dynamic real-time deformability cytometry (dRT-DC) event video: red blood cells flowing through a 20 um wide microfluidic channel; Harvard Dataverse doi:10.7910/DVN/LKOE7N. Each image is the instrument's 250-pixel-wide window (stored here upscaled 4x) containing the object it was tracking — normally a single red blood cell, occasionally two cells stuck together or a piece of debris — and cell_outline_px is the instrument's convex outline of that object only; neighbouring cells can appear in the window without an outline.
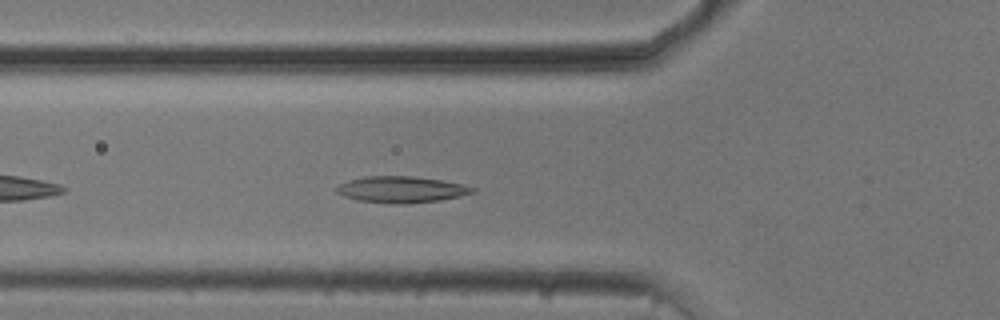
{"species": "common noctule bat (a hibernating species)", "species_latin": "Nyctalus noctula", "temperature_condition": "cold", "stored_images_in_passage": 42, "camera_frame_rate_fps": 3000, "um_per_image_px": 0.085, "animal": {"sex": "male", "body_mass_g": 20.5, "forearm_length_mm": 52.5}, "frame": {"image": 1, "passage_image": 6, "time_ms": 1.667, "image_size_px": [1000, 320], "cell_outline_px": [[476, 192], [460, 196], [440, 200], [404, 204], [396, 204], [356, 200], [344, 196], [336, 192], [336, 188], [340, 184], [348, 180], [368, 176], [416, 176], [440, 180], [460, 184], [476, 188]], "centroid_in_image_um": [34.11, 16.11], "position_along_channel_um": 91.7, "area_um2": 20.81}}
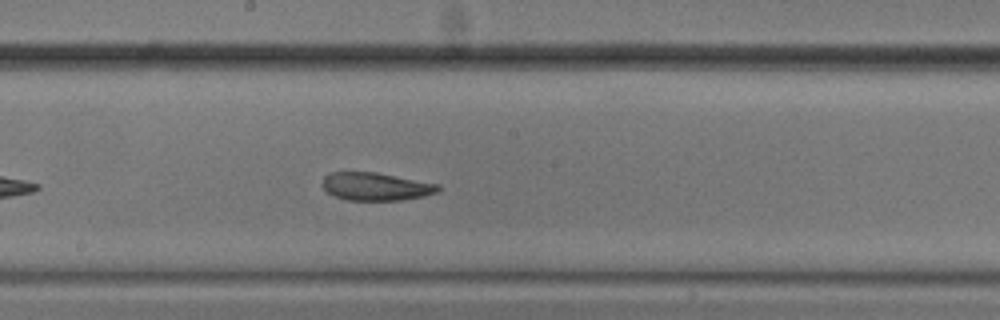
{"frame": {"image": 2, "passage_image": 16, "time_ms": 5.0, "image_size_px": [1000, 320], "cell_outline_px": [[440, 192], [424, 196], [400, 200], [348, 200], [336, 196], [328, 192], [320, 184], [324, 176], [328, 172], [376, 172], [440, 184]], "centroid_in_image_um": [31.96, 15.84], "position_along_channel_um": 216.2, "area_um2": 18.96}}
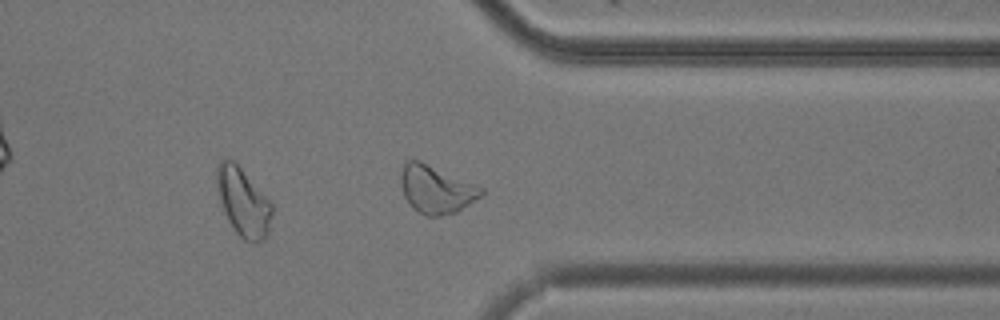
{"frame": {"image": 3, "passage_image": 29, "time_ms": 9.333, "image_size_px": [1000, 320], "cell_outline_px": [[484, 192], [480, 196], [456, 212], [440, 216], [428, 216], [412, 208], [404, 196], [400, 184], [400, 172], [404, 164], [408, 160], [420, 160], [484, 188]], "centroid_in_image_um": [37.04, 16.09], "position_along_channel_um": 374.4, "area_um2": 22.25}, "authors_computed_cell_mechanics": {"area_um2": 20.6635, "velocity_mm_per_s": 3.7179, "shape_relaxation_time_tau1_ms": null, "shape_relaxation_time_tau2_ms": 3.338, "deformation_change_tau1": null, "deformation_change_tau2": 0.1062}}